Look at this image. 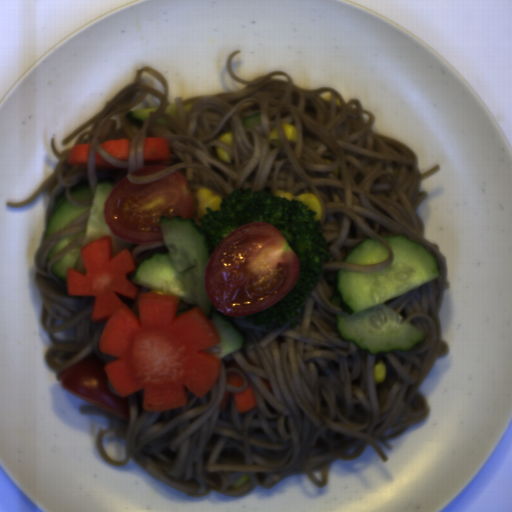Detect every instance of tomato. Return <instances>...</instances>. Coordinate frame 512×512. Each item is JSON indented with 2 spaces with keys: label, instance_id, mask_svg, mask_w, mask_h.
I'll use <instances>...</instances> for the list:
<instances>
[{
  "label": "tomato",
  "instance_id": "tomato-4",
  "mask_svg": "<svg viewBox=\"0 0 512 512\" xmlns=\"http://www.w3.org/2000/svg\"><path fill=\"white\" fill-rule=\"evenodd\" d=\"M168 165H160V164H146L141 167H138L131 171V174L134 175H151L154 173H158L163 169L167 168Z\"/></svg>",
  "mask_w": 512,
  "mask_h": 512
},
{
  "label": "tomato",
  "instance_id": "tomato-1",
  "mask_svg": "<svg viewBox=\"0 0 512 512\" xmlns=\"http://www.w3.org/2000/svg\"><path fill=\"white\" fill-rule=\"evenodd\" d=\"M300 262L270 223L251 222L226 235L212 250L203 283L222 314L245 316L280 302L296 285Z\"/></svg>",
  "mask_w": 512,
  "mask_h": 512
},
{
  "label": "tomato",
  "instance_id": "tomato-2",
  "mask_svg": "<svg viewBox=\"0 0 512 512\" xmlns=\"http://www.w3.org/2000/svg\"><path fill=\"white\" fill-rule=\"evenodd\" d=\"M191 183L179 172L146 184L133 183L128 175L111 189L103 208L108 229L131 244L161 243V216L194 219Z\"/></svg>",
  "mask_w": 512,
  "mask_h": 512
},
{
  "label": "tomato",
  "instance_id": "tomato-3",
  "mask_svg": "<svg viewBox=\"0 0 512 512\" xmlns=\"http://www.w3.org/2000/svg\"><path fill=\"white\" fill-rule=\"evenodd\" d=\"M105 367L94 361L71 365L59 376L60 385L70 394L124 422L131 418L130 410L125 400L112 391Z\"/></svg>",
  "mask_w": 512,
  "mask_h": 512
}]
</instances>
